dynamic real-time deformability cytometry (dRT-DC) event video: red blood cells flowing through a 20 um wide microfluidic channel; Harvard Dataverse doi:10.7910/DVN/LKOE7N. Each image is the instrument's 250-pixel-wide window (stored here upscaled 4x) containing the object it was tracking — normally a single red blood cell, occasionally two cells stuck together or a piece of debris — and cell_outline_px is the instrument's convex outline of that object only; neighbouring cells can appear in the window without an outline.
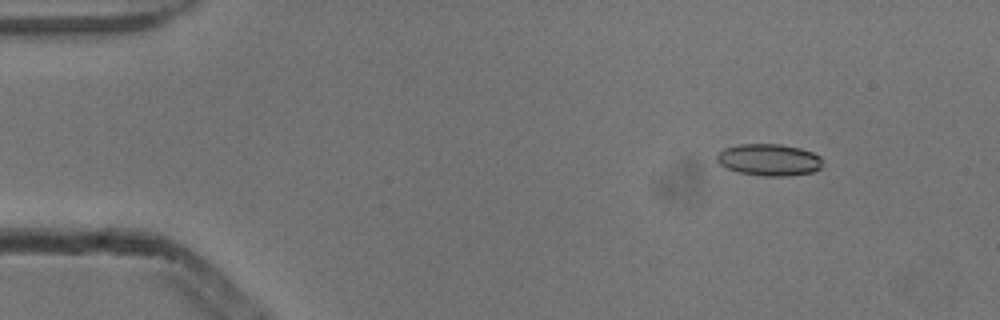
{"species": "common noctule bat (a hibernating species)", "species_latin": "Nyctalus noctula", "temperature_condition": "cold", "stored_images_in_passage": 4, "camera_frame_rate_fps": 3000, "um_per_image_px": 0.085, "animal": {"sex": "male", "body_mass_g": 13.3}, "frame": {"image": 1, "passage_image": 1, "time_ms": 0.0, "image_size_px": [1000, 320], "cell_outline_px": [[824, 160], [820, 168], [812, 172], [788, 176], [764, 176], [736, 172], [720, 164], [716, 160], [716, 156], [724, 148], [740, 144], [780, 144], [800, 148], [812, 152], [820, 156]], "centroid_in_image_um": [65.38, 13.58], "position_along_channel_um": 19.6, "area_um2": 19.71}}
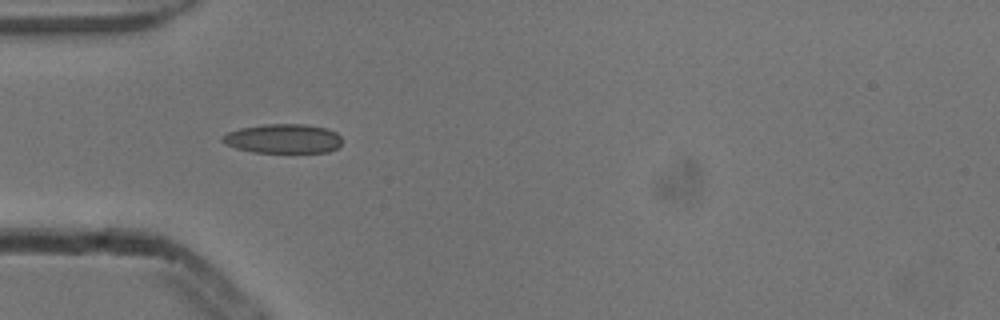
{"frame": {"image": 2, "passage_image": 4, "time_ms": 1.0, "image_size_px": [1000, 320], "cell_outline_px": [[340, 144], [336, 148], [328, 152], [252, 152], [236, 148], [224, 144], [220, 140], [228, 132], [240, 128], [264, 124], [304, 124], [324, 128], [336, 132], [340, 136]], "centroid_in_image_um": [24.04, 11.78], "position_along_channel_um": 61.0, "area_um2": 20.29}}